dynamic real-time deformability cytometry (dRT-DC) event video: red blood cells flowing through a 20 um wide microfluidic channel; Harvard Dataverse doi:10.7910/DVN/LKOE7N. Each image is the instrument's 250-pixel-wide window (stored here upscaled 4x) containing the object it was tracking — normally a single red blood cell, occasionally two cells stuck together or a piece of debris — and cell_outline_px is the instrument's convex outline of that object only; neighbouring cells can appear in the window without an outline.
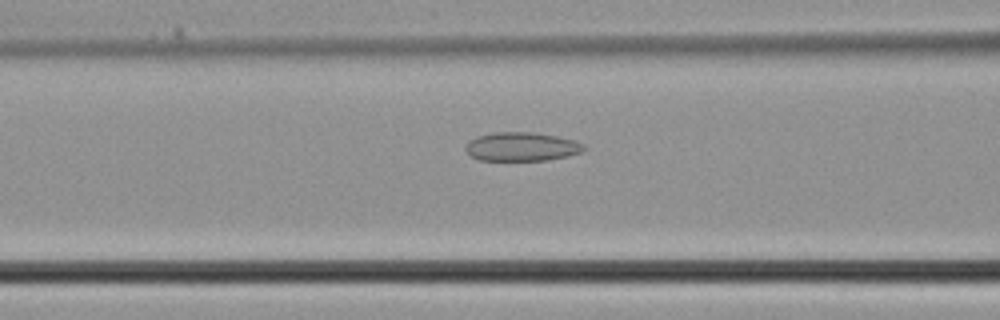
{"species": "common noctule bat (a hibernating species)", "species_latin": "Nyctalus noctula", "temperature_condition": "cold", "stored_images_in_passage": 28, "camera_frame_rate_fps": 3000, "um_per_image_px": 0.085, "animal": {"sex": "male", "body_mass_g": 21.5, "forearm_length_mm": 52.0}, "frame": {"image": 1, "passage_image": 5, "time_ms": 1.333, "image_size_px": [1000, 320], "cell_outline_px": [[588, 148], [584, 152], [568, 156], [548, 160], [480, 160], [472, 156], [464, 148], [468, 140], [476, 136], [496, 132], [536, 132], [576, 140], [584, 144]], "centroid_in_image_um": [44.39, 12.46], "position_along_channel_um": 122.2, "area_um2": 20.11}}
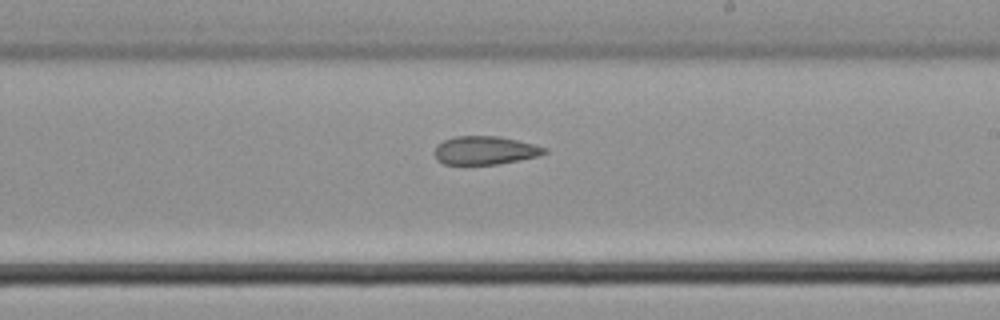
{"frame": {"image": 2, "passage_image": 12, "time_ms": 3.667, "image_size_px": [1000, 320], "cell_outline_px": [[548, 152], [536, 156], [496, 164], [444, 164], [436, 160], [436, 144], [444, 140], [456, 136], [500, 136], [548, 148]], "centroid_in_image_um": [41.2, 12.77], "position_along_channel_um": 247.8, "area_um2": 17.92}}
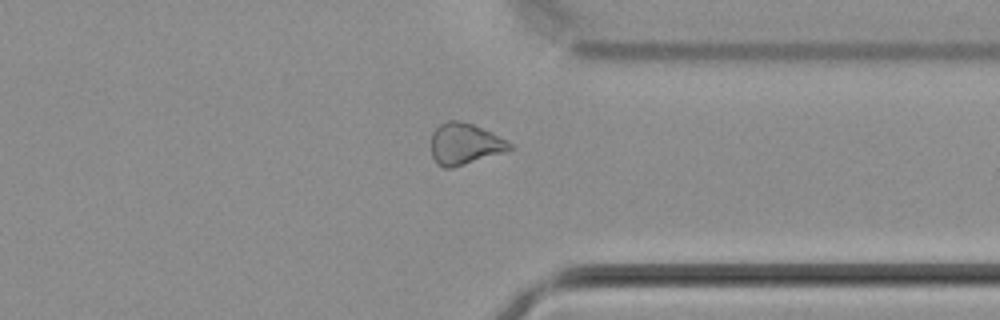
{"frame": {"image": 3, "passage_image": 19, "time_ms": 6.0, "image_size_px": [1000, 320], "cell_outline_px": [[516, 148], [452, 168], [444, 168], [436, 164], [432, 156], [432, 132], [440, 124], [448, 120], [460, 120], [472, 124], [492, 132], [508, 140]], "centroid_in_image_um": [39.52, 12.23], "position_along_channel_um": 371.9, "area_um2": 19.02}}